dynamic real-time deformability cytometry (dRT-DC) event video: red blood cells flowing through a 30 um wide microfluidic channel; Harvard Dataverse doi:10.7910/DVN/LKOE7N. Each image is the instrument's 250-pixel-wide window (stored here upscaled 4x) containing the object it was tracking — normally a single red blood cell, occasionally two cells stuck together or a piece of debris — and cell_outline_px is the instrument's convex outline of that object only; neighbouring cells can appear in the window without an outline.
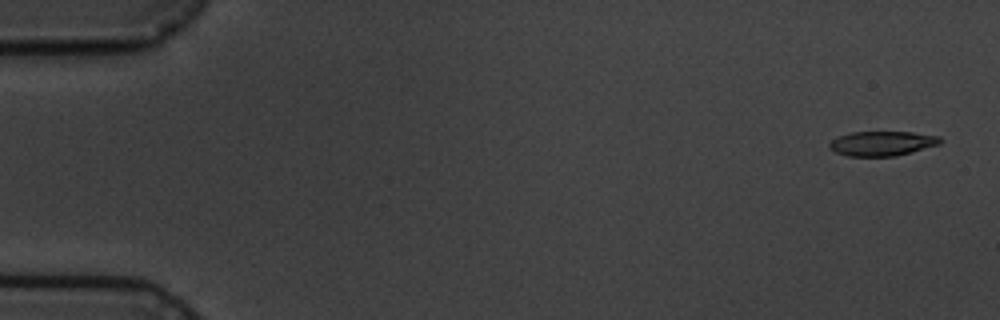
{"species": "common noctule bat (a hibernating species)", "species_latin": "Nyctalus noctula", "temperature_condition": "cold", "stored_images_in_passage": 5, "camera_frame_rate_fps": 3000, "um_per_image_px": 0.085, "animal": {"sex": "male", "body_mass_g": 19.5, "forearm_length_mm": 54.6}, "frame": {"image": 1, "passage_image": 1, "time_ms": 0.0, "image_size_px": [1000, 320], "cell_outline_px": [[944, 140], [940, 144], [912, 152], [896, 156], [848, 156], [836, 152], [828, 148], [828, 144], [832, 140], [840, 136], [852, 132], [912, 132], [940, 136]], "centroid_in_image_um": [75.01, 12.19], "position_along_channel_um": 10.0, "area_um2": 15.95}}